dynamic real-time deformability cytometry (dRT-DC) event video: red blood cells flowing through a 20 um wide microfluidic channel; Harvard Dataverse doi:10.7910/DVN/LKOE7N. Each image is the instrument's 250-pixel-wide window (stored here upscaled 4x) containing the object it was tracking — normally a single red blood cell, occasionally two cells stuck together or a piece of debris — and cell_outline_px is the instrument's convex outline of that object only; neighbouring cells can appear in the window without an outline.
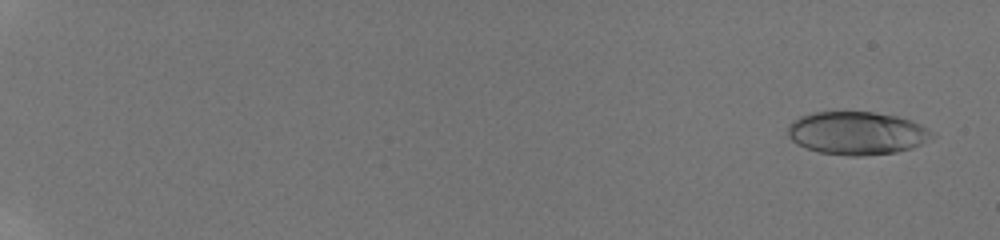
{"species": "human", "species_latin": "Homo sapiens", "temperature_condition": "room temperature", "stored_images_in_passage": 56, "camera_frame_rate_fps": 3000, "um_per_image_px": 0.085, "donor": {"sex": "male"}, "frame": {"image": 1, "passage_image": 3, "time_ms": 0.667, "image_size_px": [1000, 240], "cell_outline_px": [[936, 136], [912, 148], [896, 152], [860, 156], [848, 156], [820, 152], [796, 144], [788, 136], [788, 124], [792, 120], [800, 116], [812, 112], [872, 112], [896, 116], [912, 120], [936, 132]], "centroid_in_image_um": [72.85, 11.31], "position_along_channel_um": 12.1, "area_um2": 36.41}}
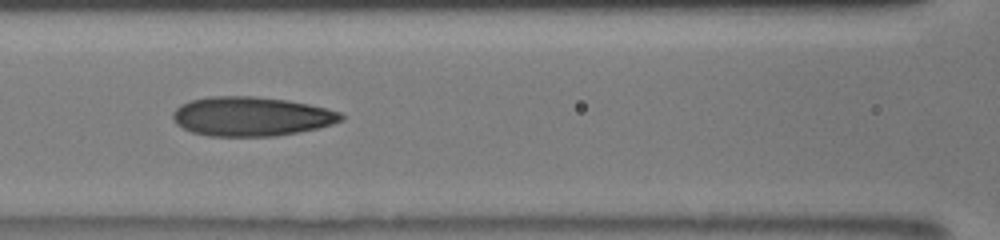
{"frame": {"image": 2, "passage_image": 30, "time_ms": 9.667, "image_size_px": [1000, 240], "cell_outline_px": [[344, 120], [332, 124], [300, 132], [276, 136], [208, 136], [192, 132], [176, 124], [172, 120], [172, 112], [180, 104], [192, 100], [208, 96], [256, 96], [288, 100], [308, 104], [340, 112], [344, 116]], "centroid_in_image_um": [21.33, 9.89], "position_along_channel_um": 145.3, "area_um2": 38.67}}
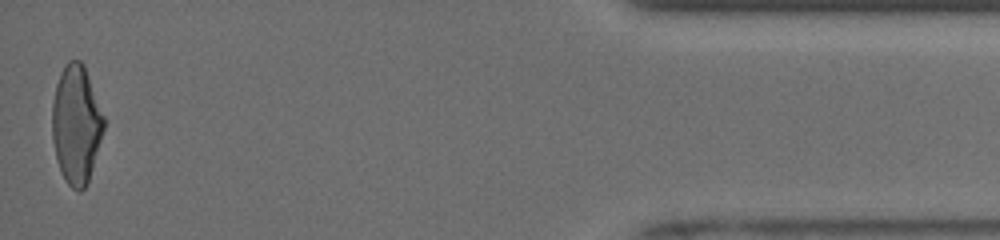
{"frame": {"image": 3, "passage_image": 56, "time_ms": 18.333, "image_size_px": [1000, 240], "cell_outline_px": [[104, 128], [92, 168], [88, 180], [84, 188], [80, 192], [76, 192], [68, 184], [60, 172], [56, 160], [52, 140], [52, 104], [56, 84], [60, 72], [64, 64], [68, 60], [80, 60], [84, 64], [104, 116]], "centroid_in_image_um": [6.45, 10.56], "position_along_channel_um": 428.7, "area_um2": 35.78}, "authors_computed_cell_mechanics": {"area_um2": 36.5296, "velocity_mm_per_s": 3.9841, "shape_relaxation_time_tau1_ms": 7.9933, "shape_relaxation_time_tau2_ms": 1.3042, "deformation_change_tau1": 0.2285, "deformation_change_tau2": 0.0978}}